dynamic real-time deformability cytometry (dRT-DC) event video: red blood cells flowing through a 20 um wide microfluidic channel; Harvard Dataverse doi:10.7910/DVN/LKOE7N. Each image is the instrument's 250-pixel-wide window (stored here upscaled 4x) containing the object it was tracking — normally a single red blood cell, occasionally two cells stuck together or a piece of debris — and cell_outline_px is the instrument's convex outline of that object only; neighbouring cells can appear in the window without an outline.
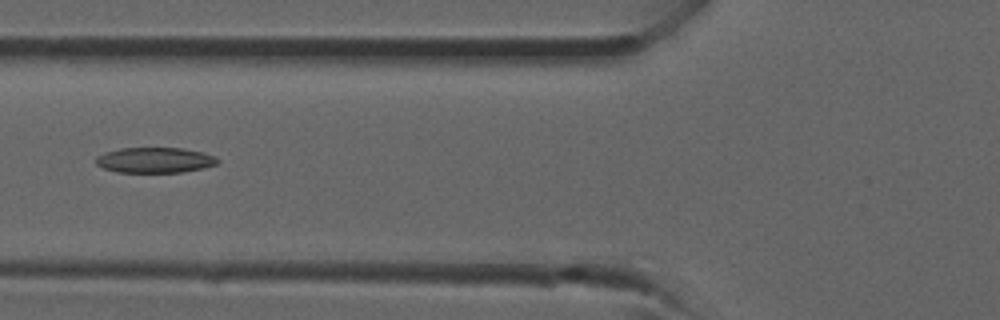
{"species": "common noctule bat (a hibernating species)", "species_latin": "Nyctalus noctula", "temperature_condition": "room temperature", "stored_images_in_passage": 4, "camera_frame_rate_fps": 3000, "um_per_image_px": 0.085, "animal": {"sex": "male", "forearm_length_mm": 52.5}, "frame": {"image": 1, "passage_image": 4, "time_ms": 1.0, "image_size_px": [1000, 320], "cell_outline_px": [[220, 160], [216, 164], [204, 168], [184, 172], [116, 172], [104, 168], [96, 164], [96, 156], [104, 152], [120, 148], [184, 148], [204, 152], [216, 156]], "centroid_in_image_um": [13.19, 13.6], "position_along_channel_um": 112.6, "area_um2": 18.21}}